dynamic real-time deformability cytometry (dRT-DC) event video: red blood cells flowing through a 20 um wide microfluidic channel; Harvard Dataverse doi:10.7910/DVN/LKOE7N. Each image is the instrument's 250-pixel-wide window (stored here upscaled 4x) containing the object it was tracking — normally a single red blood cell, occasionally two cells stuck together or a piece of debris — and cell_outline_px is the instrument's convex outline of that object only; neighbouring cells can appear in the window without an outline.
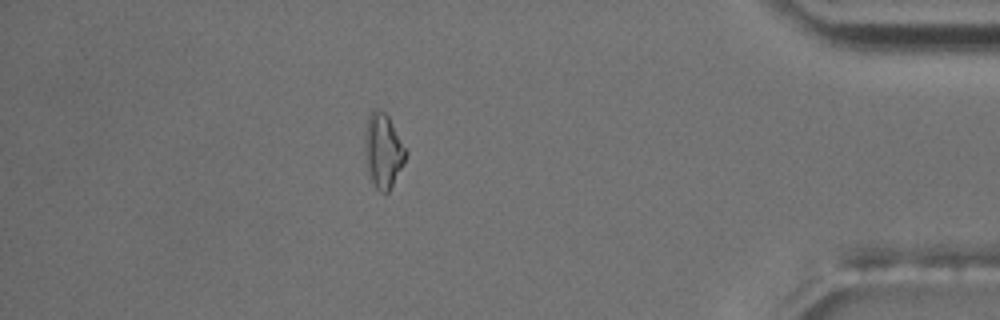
{"species": "common noctule bat (a hibernating species)", "species_latin": "Nyctalus noctula", "temperature_condition": "room temperature", "stored_images_in_passage": 53, "camera_frame_rate_fps": 3000, "um_per_image_px": 0.085, "animal": {"sex": "male", "body_mass_g": 17.5, "forearm_length_mm": 52.3}, "frame": {"image": 1, "passage_image": 46, "time_ms": 15.0, "image_size_px": [1000, 320], "cell_outline_px": [[408, 152], [404, 164], [388, 192], [380, 192], [376, 188], [368, 176], [364, 156], [364, 140], [368, 116], [376, 108], [384, 112], [388, 116]], "centroid_in_image_um": [32.55, 12.83], "position_along_channel_um": 402.6, "area_um2": 17.86}}